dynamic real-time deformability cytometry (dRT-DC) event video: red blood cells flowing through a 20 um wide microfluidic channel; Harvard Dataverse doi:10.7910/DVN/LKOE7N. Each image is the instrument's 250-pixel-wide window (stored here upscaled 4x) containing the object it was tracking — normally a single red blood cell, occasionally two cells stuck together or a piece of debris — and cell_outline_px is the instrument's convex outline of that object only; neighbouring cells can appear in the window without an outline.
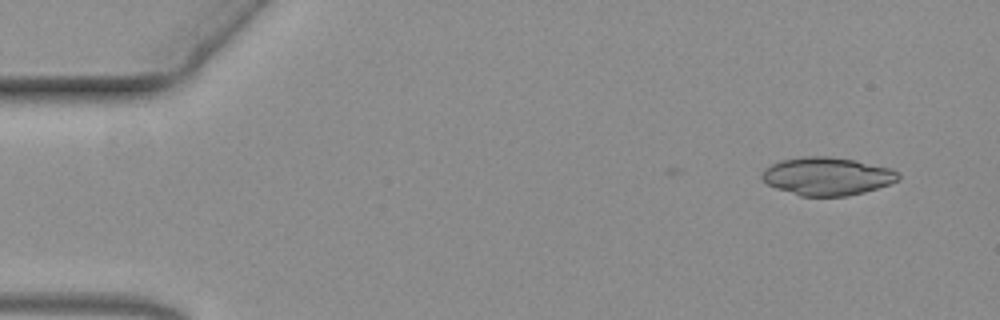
{"species": "common noctule bat (a hibernating species)", "species_latin": "Nyctalus noctula", "temperature_condition": "warm", "stored_images_in_passage": 3, "camera_frame_rate_fps": 3000, "um_per_image_px": 0.085, "animal": {"sex": "female", "body_mass_g": 19.3, "forearm_length_mm": 54.1}, "frame": {"image": 1, "passage_image": 1, "time_ms": 0.0, "image_size_px": [1000, 320], "cell_outline_px": [[900, 176], [896, 180], [888, 184], [864, 192], [848, 196], [800, 196], [776, 188], [768, 184], [760, 176], [764, 168], [780, 160], [804, 156], [828, 156], [856, 160], [892, 168]], "centroid_in_image_um": [70.28, 14.97], "position_along_channel_um": 14.7, "area_um2": 30.17}}